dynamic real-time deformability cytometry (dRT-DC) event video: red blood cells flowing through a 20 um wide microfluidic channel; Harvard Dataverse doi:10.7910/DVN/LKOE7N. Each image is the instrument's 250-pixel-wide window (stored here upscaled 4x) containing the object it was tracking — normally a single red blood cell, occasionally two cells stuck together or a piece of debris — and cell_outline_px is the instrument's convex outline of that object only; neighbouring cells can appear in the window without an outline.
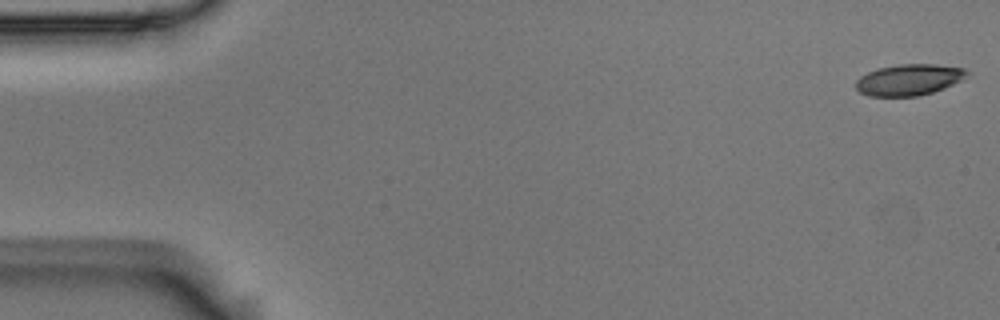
{"species": "Egyptian fruit bat (a non-hibernating species)", "species_latin": "Rousettus aegyptiacus", "temperature_condition": "room temperature", "stored_images_in_passage": 17, "camera_frame_rate_fps": 3000, "um_per_image_px": 0.085, "animal": {"sex": "male"}, "frame": {"image": 1, "passage_image": 1, "time_ms": 0.0, "image_size_px": [1000, 320], "cell_outline_px": [[968, 72], [960, 80], [944, 88], [932, 92], [916, 96], [868, 96], [860, 92], [856, 88], [856, 80], [860, 76], [876, 68], [900, 64], [936, 64], [964, 68]], "centroid_in_image_um": [77.21, 6.77], "position_along_channel_um": 7.8, "area_um2": 20.06}}
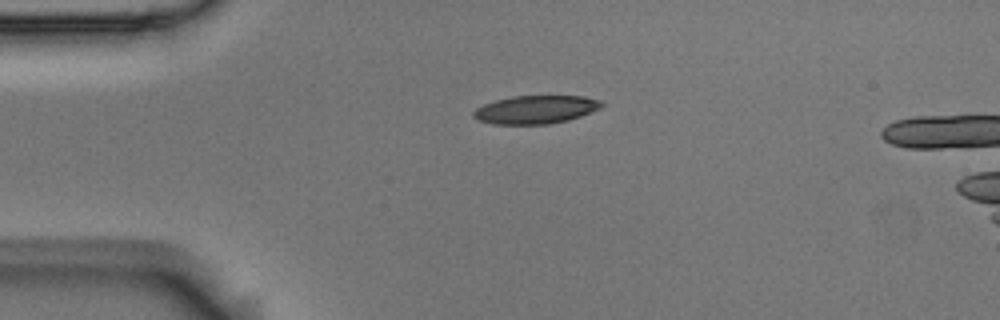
{"frame": {"image": 2, "passage_image": 13, "time_ms": 4.0, "image_size_px": [1000, 320], "cell_outline_px": [[604, 104], [600, 108], [580, 116], [568, 120], [548, 124], [492, 124], [480, 120], [472, 116], [472, 112], [476, 108], [484, 104], [496, 100], [512, 96], [584, 96], [600, 100]], "centroid_in_image_um": [45.52, 9.31], "position_along_channel_um": 39.5, "area_um2": 20.98}}